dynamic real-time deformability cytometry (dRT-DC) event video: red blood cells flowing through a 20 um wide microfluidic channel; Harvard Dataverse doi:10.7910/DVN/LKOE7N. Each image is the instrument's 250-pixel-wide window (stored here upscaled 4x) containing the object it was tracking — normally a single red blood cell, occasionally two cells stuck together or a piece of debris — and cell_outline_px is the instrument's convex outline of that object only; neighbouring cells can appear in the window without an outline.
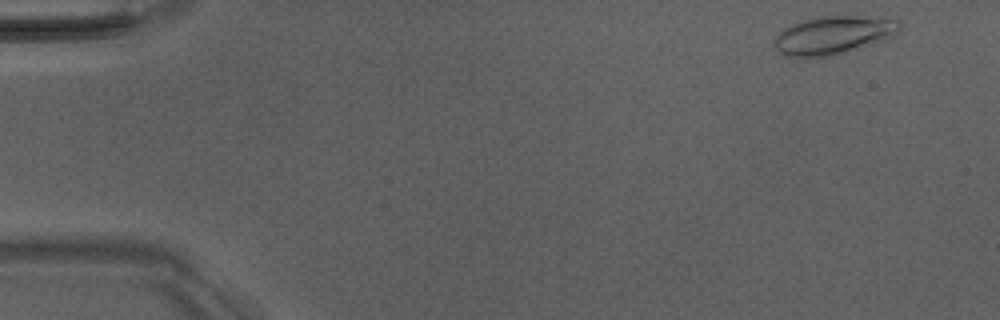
{"species": "Egyptian fruit bat (a non-hibernating species)", "species_latin": "Rousettus aegyptiacus", "temperature_condition": "room temperature", "stored_images_in_passage": 5, "camera_frame_rate_fps": 3000, "um_per_image_px": 0.085, "animal": {"sex": "male"}, "frame": {"image": 1, "passage_image": 1, "time_ms": 0.0, "image_size_px": [1000, 320], "cell_outline_px": [[900, 28], [896, 32], [884, 40], [848, 52], [832, 56], [784, 56], [776, 52], [772, 44], [776, 36], [784, 28], [792, 24], [812, 16], [896, 16], [900, 20]], "centroid_in_image_um": [70.86, 2.96], "position_along_channel_um": 14.1, "area_um2": 28.5}}
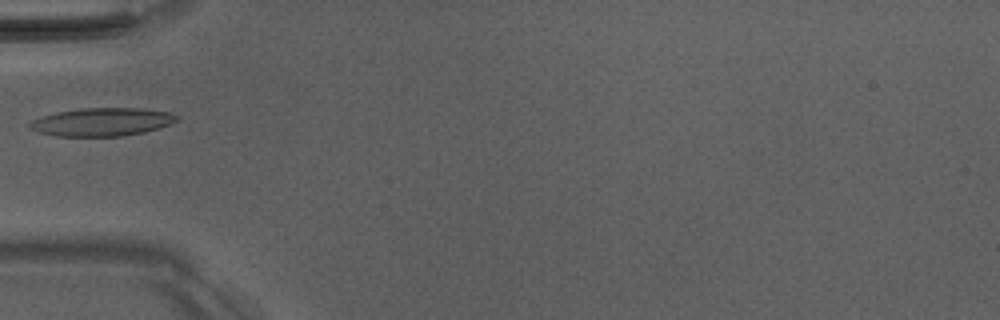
{"frame": {"image": 2, "passage_image": 5, "time_ms": 4.667, "image_size_px": [1000, 320], "cell_outline_px": [[180, 116], [176, 120], [160, 128], [144, 132], [120, 136], [56, 136], [40, 132], [28, 128], [28, 120], [56, 112], [80, 108], [144, 108], [168, 112]], "centroid_in_image_um": [8.62, 10.36], "position_along_channel_um": 76.4, "area_um2": 24.22}}